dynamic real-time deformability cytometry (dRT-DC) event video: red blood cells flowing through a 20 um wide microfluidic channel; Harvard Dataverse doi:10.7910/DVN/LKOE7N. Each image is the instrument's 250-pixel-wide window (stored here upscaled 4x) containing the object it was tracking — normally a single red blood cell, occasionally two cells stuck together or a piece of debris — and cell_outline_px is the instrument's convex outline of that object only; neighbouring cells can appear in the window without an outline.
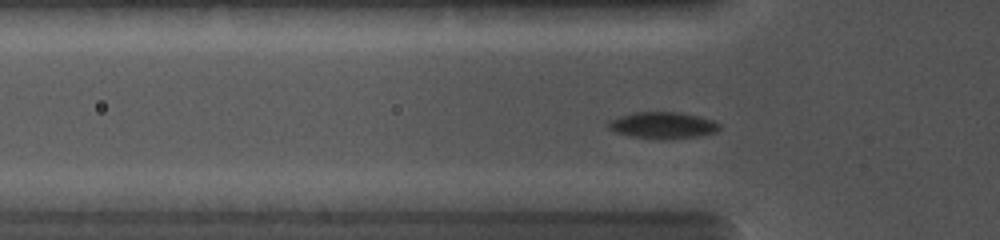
{"species": "common noctule bat (a hibernating species)", "species_latin": "Nyctalus noctula", "temperature_condition": "cold", "stored_images_in_passage": 51, "camera_frame_rate_fps": 5000, "um_per_image_px": 0.085, "animal": {"sex": "female", "body_mass_g": 19.0, "forearm_length_mm": 56.7}, "frame": {"image": 1, "passage_image": 17, "time_ms": 3.8, "image_size_px": [1000, 240], "cell_outline_px": [[720, 128], [716, 132], [696, 136], [632, 136], [616, 132], [608, 128], [604, 124], [608, 120], [632, 112], [680, 112], [700, 116], [712, 120], [720, 124]], "centroid_in_image_um": [56.29, 10.58], "position_along_channel_um": 69.5, "area_um2": 16.42}}
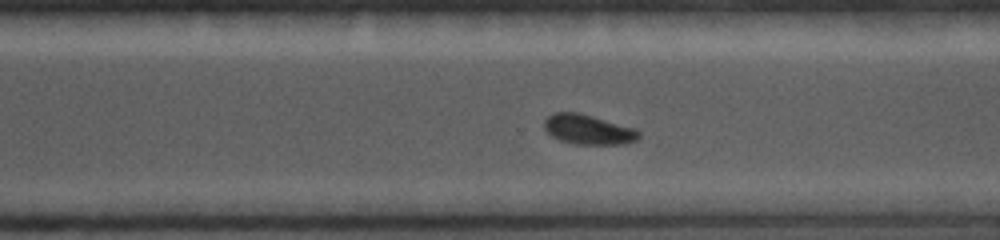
{"frame": {"image": 2, "passage_image": 41, "time_ms": 9.4, "image_size_px": [1000, 240], "cell_outline_px": [[640, 136], [636, 140], [624, 144], [576, 144], [560, 140], [552, 136], [544, 128], [544, 120], [552, 112], [576, 112], [592, 116], [636, 128], [640, 132]], "centroid_in_image_um": [50.0, 11.0], "position_along_channel_um": 320.6, "area_um2": 16.42}}
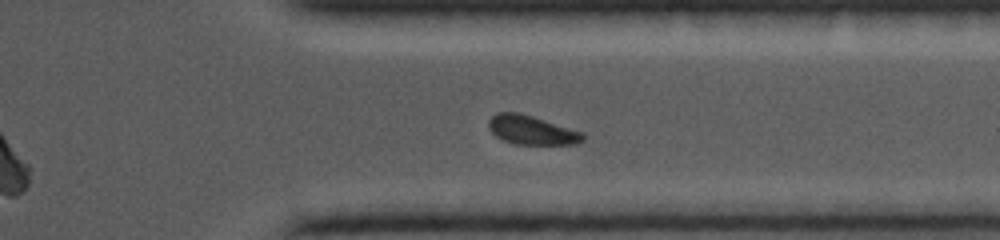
{"frame": {"image": 3, "passage_image": 45, "time_ms": 10.4, "image_size_px": [1000, 240], "cell_outline_px": [[584, 140], [576, 144], [512, 144], [496, 136], [488, 128], [488, 120], [496, 112], [520, 112], [584, 132]], "centroid_in_image_um": [45.18, 11.05], "position_along_channel_um": 366.2, "area_um2": 16.07}}